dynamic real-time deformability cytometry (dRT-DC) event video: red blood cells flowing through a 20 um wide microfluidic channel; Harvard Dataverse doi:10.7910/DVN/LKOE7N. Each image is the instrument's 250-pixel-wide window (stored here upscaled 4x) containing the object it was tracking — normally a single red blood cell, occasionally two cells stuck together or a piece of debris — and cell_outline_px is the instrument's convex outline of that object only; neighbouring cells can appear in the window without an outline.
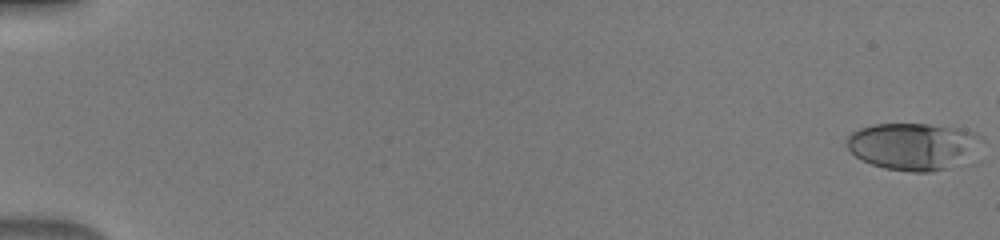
{"species": "human", "species_latin": "Homo sapiens", "temperature_condition": "warm", "stored_images_in_passage": 48, "camera_frame_rate_fps": 3000, "um_per_image_px": 0.085, "donor": {"sex": "male"}, "frame": {"image": 1, "passage_image": 1, "time_ms": 0.0, "image_size_px": [1000, 240], "cell_outline_px": [[984, 140], [980, 160], [976, 164], [932, 172], [912, 172], [884, 168], [872, 164], [856, 156], [848, 148], [848, 136], [852, 132], [860, 128], [876, 124], [928, 124], [964, 128], [976, 132]], "centroid_in_image_um": [77.9, 12.47], "position_along_channel_um": 7.1, "area_um2": 38.9}}
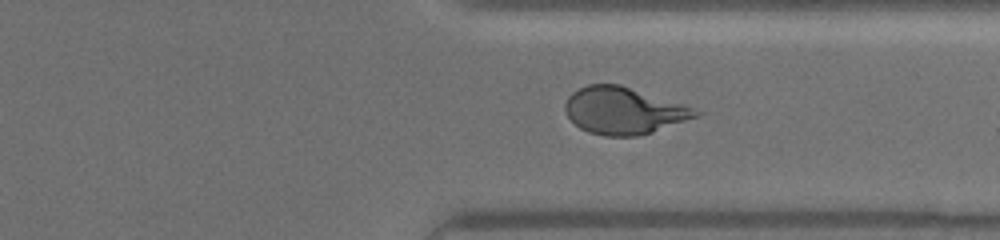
{"frame": {"image": 2, "passage_image": 40, "time_ms": 13.0, "image_size_px": [1000, 240], "cell_outline_px": [[704, 112], [700, 116], [640, 136], [604, 136], [588, 132], [580, 128], [564, 112], [564, 104], [568, 96], [572, 92], [588, 84], [620, 84], [684, 104]], "centroid_in_image_um": [53.03, 9.41], "position_along_channel_um": 358.4, "area_um2": 35.89}}
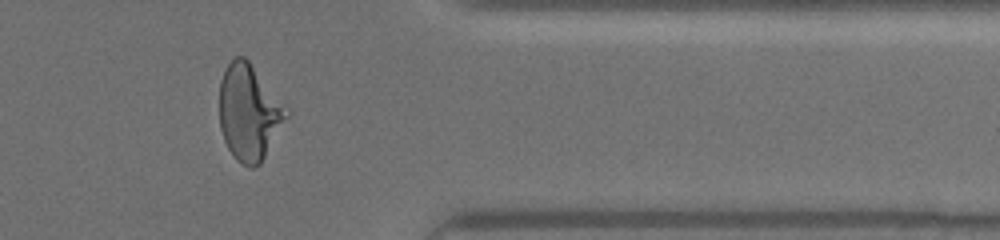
{"frame": {"image": 3, "passage_image": 43, "time_ms": 14.0, "image_size_px": [1000, 240], "cell_outline_px": [[292, 112], [260, 164], [256, 168], [248, 168], [236, 160], [228, 148], [224, 140], [220, 128], [220, 80], [228, 64], [236, 56], [244, 56], [248, 60]], "centroid_in_image_um": [21.2, 9.58], "position_along_channel_um": 390.2, "area_um2": 37.69}}